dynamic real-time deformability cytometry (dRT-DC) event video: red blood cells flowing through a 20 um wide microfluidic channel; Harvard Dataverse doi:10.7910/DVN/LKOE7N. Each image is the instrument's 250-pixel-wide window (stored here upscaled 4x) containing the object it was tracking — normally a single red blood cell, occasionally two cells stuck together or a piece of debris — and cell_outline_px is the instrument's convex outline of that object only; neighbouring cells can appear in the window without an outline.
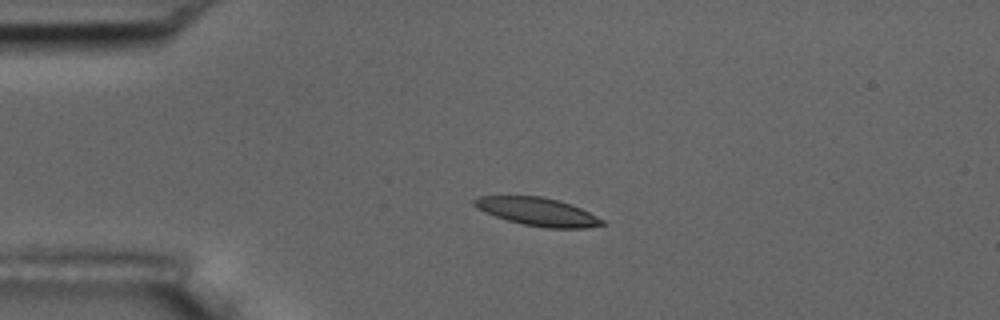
{"species": "common noctule bat (a hibernating species)", "species_latin": "Nyctalus noctula", "temperature_condition": "room temperature", "stored_images_in_passage": 2, "camera_frame_rate_fps": 3000, "um_per_image_px": 0.085, "animal": {"sex": "male", "body_mass_g": 17.5, "forearm_length_mm": 52.3}, "frame": {"image": 1, "passage_image": 1, "time_ms": 0.0, "image_size_px": [1000, 320], "cell_outline_px": [[604, 224], [584, 228], [548, 228], [524, 224], [508, 220], [484, 212], [476, 208], [472, 204], [472, 200], [476, 196], [544, 196], [580, 208], [604, 220]], "centroid_in_image_um": [45.63, 17.98], "position_along_channel_um": 39.4, "area_um2": 20.69}}